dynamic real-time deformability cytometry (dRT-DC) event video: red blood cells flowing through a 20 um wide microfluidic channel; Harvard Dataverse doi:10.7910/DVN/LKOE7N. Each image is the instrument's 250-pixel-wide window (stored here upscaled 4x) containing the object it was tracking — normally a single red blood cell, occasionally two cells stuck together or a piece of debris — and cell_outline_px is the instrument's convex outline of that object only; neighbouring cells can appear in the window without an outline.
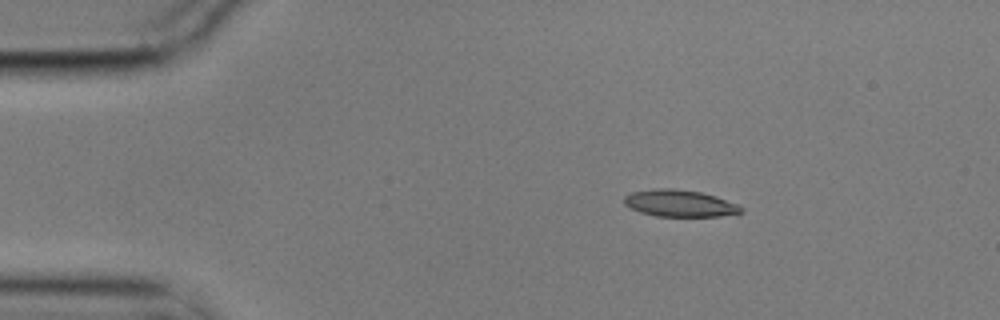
{"species": "common noctule bat (a hibernating species)", "species_latin": "Nyctalus noctula", "temperature_condition": "cold", "stored_images_in_passage": 4, "camera_frame_rate_fps": 3000, "um_per_image_px": 0.085, "animal": {"sex": "male", "body_mass_g": 17.9}, "frame": {"image": 1, "passage_image": 2, "time_ms": 0.333, "image_size_px": [1000, 320], "cell_outline_px": [[744, 212], [720, 216], [656, 216], [640, 212], [624, 204], [624, 196], [632, 192], [652, 188], [672, 188], [700, 192], [716, 196], [740, 204], [744, 208]], "centroid_in_image_um": [57.81, 17.27], "position_along_channel_um": 27.2, "area_um2": 18.44}}